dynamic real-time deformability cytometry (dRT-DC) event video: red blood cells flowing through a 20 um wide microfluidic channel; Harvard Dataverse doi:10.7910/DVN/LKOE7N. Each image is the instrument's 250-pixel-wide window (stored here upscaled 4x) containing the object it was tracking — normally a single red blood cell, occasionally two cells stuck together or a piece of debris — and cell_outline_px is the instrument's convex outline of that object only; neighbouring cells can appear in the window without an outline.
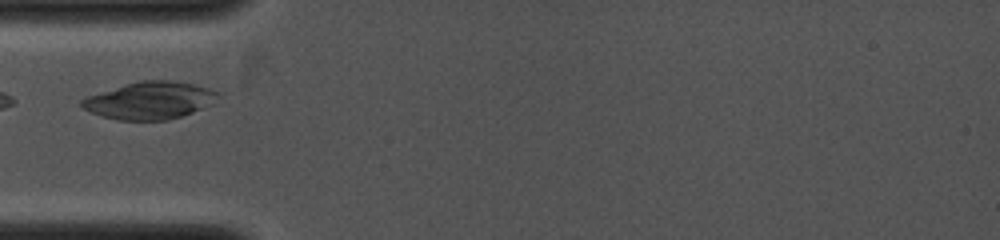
{"species": "common noctule bat (a hibernating species)", "species_latin": "Nyctalus noctula", "temperature_condition": "cold", "stored_images_in_passage": 7, "camera_frame_rate_fps": 4000, "um_per_image_px": 0.085, "animal": {"sex": "female", "body_mass_g": 19.0, "forearm_length_mm": 53.3}, "frame": {"image": 1, "passage_image": 1, "time_ms": 0.0, "image_size_px": [1000, 240], "cell_outline_px": [[220, 96], [216, 104], [168, 120], [116, 120], [100, 116], [84, 108], [80, 104], [80, 100], [88, 96], [140, 80], [172, 80], [192, 84], [208, 88], [216, 92]], "centroid_in_image_um": [12.77, 8.55], "position_along_channel_um": 72.2, "area_um2": 29.54}}
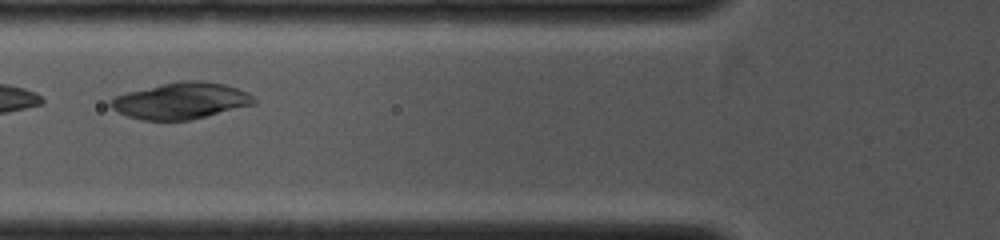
{"frame": {"image": 2, "passage_image": 2, "time_ms": 0.75, "image_size_px": [1000, 240], "cell_outline_px": [[256, 104], [188, 120], [144, 120], [128, 116], [112, 108], [108, 104], [112, 96], [128, 92], [164, 84], [184, 80], [200, 80], [224, 84], [248, 92], [256, 100]], "centroid_in_image_um": [15.38, 8.56], "position_along_channel_um": 110.4, "area_um2": 30.06}}